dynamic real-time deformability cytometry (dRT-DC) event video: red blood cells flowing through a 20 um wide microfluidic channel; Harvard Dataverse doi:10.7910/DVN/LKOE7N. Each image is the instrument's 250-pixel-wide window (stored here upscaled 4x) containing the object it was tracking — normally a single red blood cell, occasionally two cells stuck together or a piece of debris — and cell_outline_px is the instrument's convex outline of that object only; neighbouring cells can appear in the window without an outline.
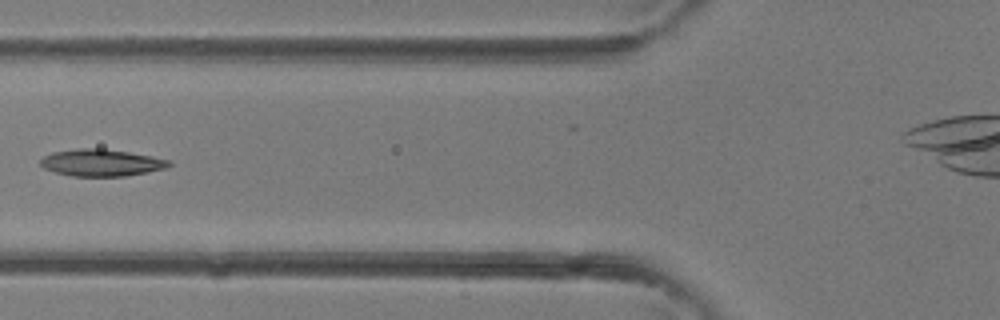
{"species": "common noctule bat (a hibernating species)", "species_latin": "Nyctalus noctula", "temperature_condition": "room temperature", "stored_images_in_passage": 4, "camera_frame_rate_fps": 3000, "um_per_image_px": 0.085, "animal": {"sex": "female"}, "frame": {"image": 1, "passage_image": 4, "time_ms": 1.0, "image_size_px": [1000, 320], "cell_outline_px": [[172, 164], [168, 168], [148, 172], [124, 176], [72, 176], [56, 172], [44, 168], [40, 164], [40, 160], [44, 156], [52, 152], [80, 148], [104, 148], [152, 156], [172, 160]], "centroid_in_image_um": [8.66, 13.82], "position_along_channel_um": 117.1, "area_um2": 20.29}}